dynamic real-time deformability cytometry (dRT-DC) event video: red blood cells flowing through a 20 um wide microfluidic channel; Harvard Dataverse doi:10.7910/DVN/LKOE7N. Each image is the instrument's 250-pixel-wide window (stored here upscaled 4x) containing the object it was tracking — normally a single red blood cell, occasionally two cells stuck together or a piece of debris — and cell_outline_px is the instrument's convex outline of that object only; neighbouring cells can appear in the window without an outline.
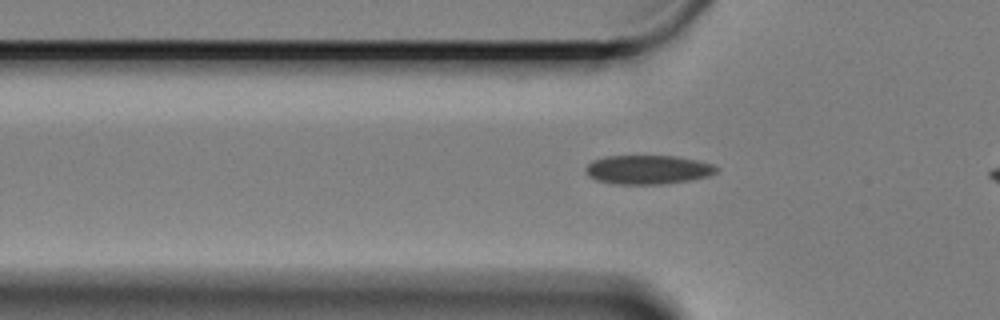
{"species": "Egyptian fruit bat (a non-hibernating species)", "species_latin": "Rousettus aegyptiacus", "temperature_condition": "cold", "stored_images_in_passage": 21, "camera_frame_rate_fps": 3000, "um_per_image_px": 0.085, "animal": {"sex": "female"}, "frame": {"image": 1, "passage_image": 8, "time_ms": 2.333, "image_size_px": [1000, 320], "cell_outline_px": [[720, 168], [716, 172], [708, 176], [688, 180], [660, 184], [612, 184], [596, 180], [588, 176], [584, 168], [592, 160], [604, 156], [672, 156], [696, 160], [712, 164]], "centroid_in_image_um": [55.02, 14.42], "position_along_channel_um": 70.8, "area_um2": 22.08}}
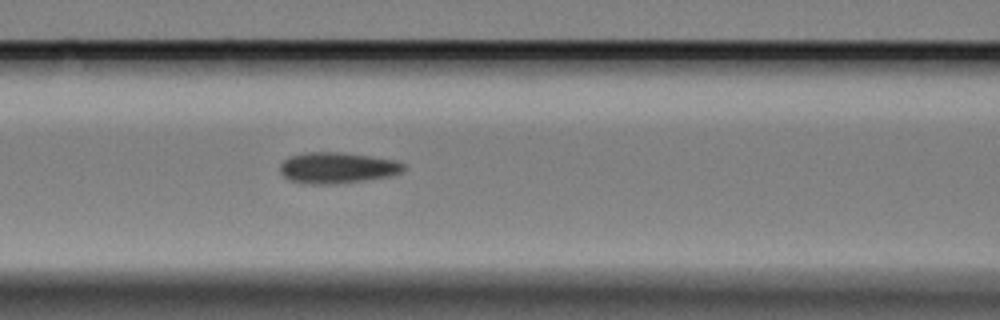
{"frame": {"image": 2, "passage_image": 14, "time_ms": 4.333, "image_size_px": [1000, 320], "cell_outline_px": [[408, 168], [392, 176], [336, 184], [304, 184], [292, 180], [284, 176], [280, 172], [280, 164], [288, 156], [308, 152], [340, 152], [396, 160], [404, 164]], "centroid_in_image_um": [28.67, 14.26], "position_along_channel_um": 137.9, "area_um2": 22.43}}
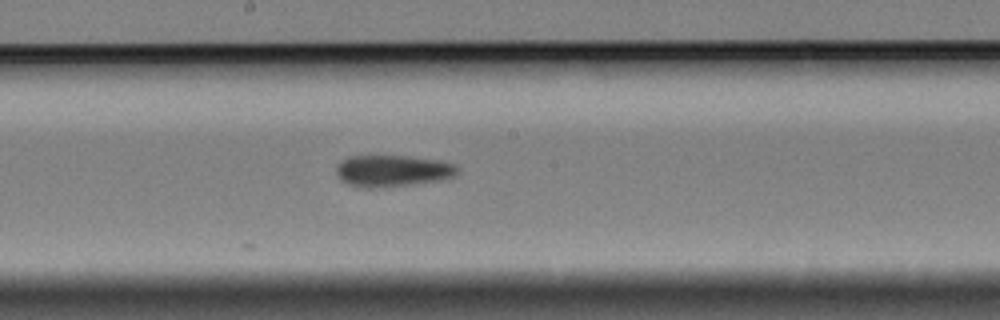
{"frame": {"image": 3, "passage_image": 21, "time_ms": 6.667, "image_size_px": [1000, 320], "cell_outline_px": [[460, 172], [456, 176], [440, 180], [412, 184], [372, 188], [364, 188], [348, 184], [340, 180], [336, 176], [336, 164], [340, 160], [348, 156], [408, 156], [440, 160], [456, 164], [460, 168]], "centroid_in_image_um": [33.37, 14.51], "position_along_channel_um": 214.8, "area_um2": 22.72}}